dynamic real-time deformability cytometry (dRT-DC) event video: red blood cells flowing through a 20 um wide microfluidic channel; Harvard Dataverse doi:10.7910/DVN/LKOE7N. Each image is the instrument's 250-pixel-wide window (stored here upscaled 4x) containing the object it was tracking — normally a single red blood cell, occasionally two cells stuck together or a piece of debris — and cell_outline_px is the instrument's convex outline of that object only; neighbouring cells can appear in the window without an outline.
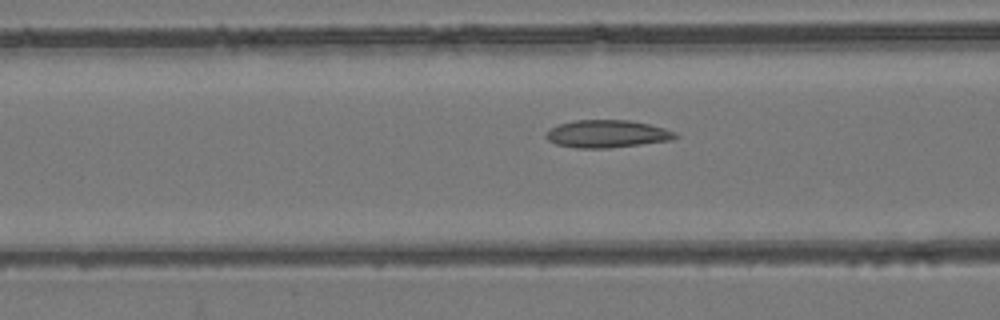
{"species": "common noctule bat (a hibernating species)", "species_latin": "Nyctalus noctula", "temperature_condition": "room temperature", "stored_images_in_passage": 53, "camera_frame_rate_fps": 3000, "um_per_image_px": 0.085, "animal": {"sex": "female", "body_mass_g": 24.6, "forearm_length_mm": 56.2}, "frame": {"image": 1, "passage_image": 21, "time_ms": 6.667, "image_size_px": [1000, 320], "cell_outline_px": [[680, 136], [672, 140], [608, 148], [576, 148], [556, 144], [548, 140], [544, 136], [544, 132], [556, 124], [576, 120], [632, 120], [664, 128], [676, 132]], "centroid_in_image_um": [51.57, 11.37], "position_along_channel_um": 115.0, "area_um2": 20.98}}
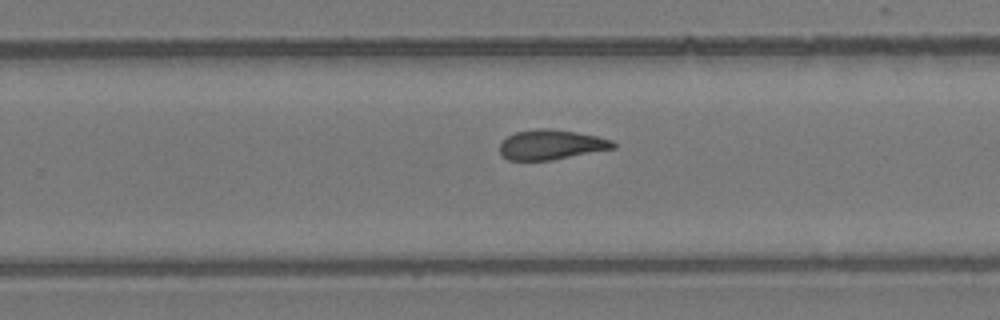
{"frame": {"image": 2, "passage_image": 34, "time_ms": 11.0, "image_size_px": [1000, 320], "cell_outline_px": [[616, 148], [552, 160], [508, 160], [500, 152], [500, 144], [508, 136], [516, 132], [536, 128], [548, 128], [576, 132], [596, 136], [612, 140], [616, 144]], "centroid_in_image_um": [46.87, 12.29], "position_along_channel_um": 282.9, "area_um2": 19.65}}
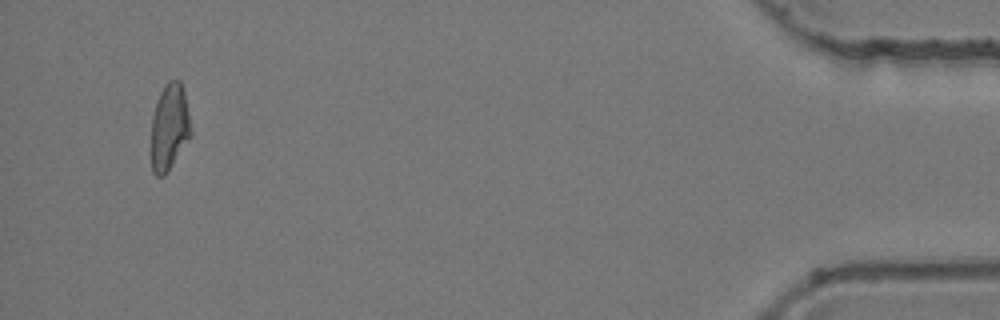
{"frame": {"image": 3, "passage_image": 51, "time_ms": 16.667, "image_size_px": [1000, 320], "cell_outline_px": [[192, 136], [164, 176], [156, 176], [152, 172], [152, 116], [160, 92], [164, 84], [168, 80], [180, 80], [184, 92], [192, 128]], "centroid_in_image_um": [14.42, 10.8], "position_along_channel_um": 420.8, "area_um2": 20.06}, "authors_computed_cell_mechanics": {"area_um2": 20.4034, "velocity_mm_per_s": 3.8841, "shape_relaxation_time_tau1_ms": null, "shape_relaxation_time_tau2_ms": 3.1527, "deformation_change_tau1": null, "deformation_change_tau2": 0.1154}}